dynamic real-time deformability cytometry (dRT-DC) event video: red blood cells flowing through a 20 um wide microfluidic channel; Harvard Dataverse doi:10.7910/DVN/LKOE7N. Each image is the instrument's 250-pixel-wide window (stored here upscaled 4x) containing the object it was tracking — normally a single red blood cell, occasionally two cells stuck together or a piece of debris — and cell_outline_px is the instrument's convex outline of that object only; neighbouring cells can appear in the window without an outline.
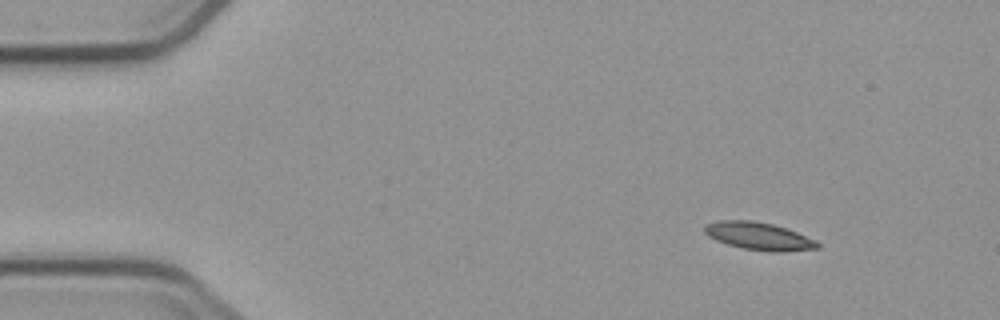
{"species": "common noctule bat (a hibernating species)", "species_latin": "Nyctalus noctula", "temperature_condition": "cold", "stored_images_in_passage": 5, "camera_frame_rate_fps": 3000, "um_per_image_px": 0.085, "animal": {"sex": "male", "body_mass_g": 23.1, "forearm_length_mm": 52.7}, "frame": {"image": 1, "passage_image": 1, "time_ms": 0.0, "image_size_px": [1000, 320], "cell_outline_px": [[820, 248], [780, 252], [768, 252], [744, 248], [728, 244], [716, 240], [708, 236], [704, 232], [704, 228], [708, 224], [720, 220], [752, 220], [772, 224], [796, 232], [816, 240], [820, 244]], "centroid_in_image_um": [64.52, 20.08], "position_along_channel_um": 20.5, "area_um2": 18.03}}
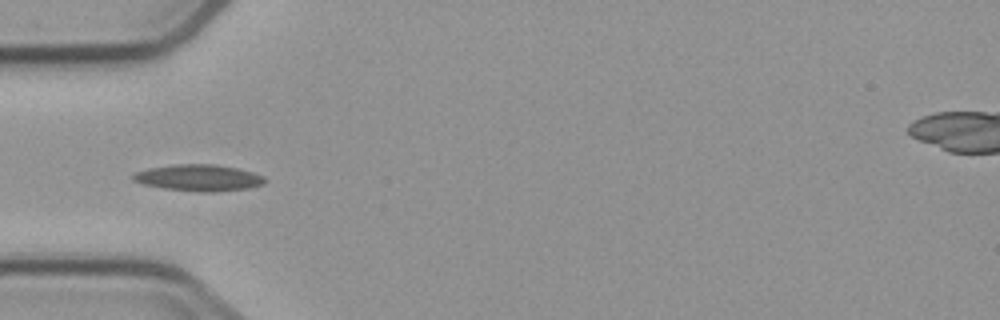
{"frame": {"image": 2, "passage_image": 4, "time_ms": 3.667, "image_size_px": [1000, 320], "cell_outline_px": [[264, 184], [248, 188], [216, 192], [200, 192], [164, 188], [144, 184], [132, 180], [132, 176], [136, 172], [148, 168], [176, 164], [212, 164], [236, 168], [252, 172], [264, 176]], "centroid_in_image_um": [16.89, 15.11], "position_along_channel_um": 68.1, "area_um2": 20.17}}
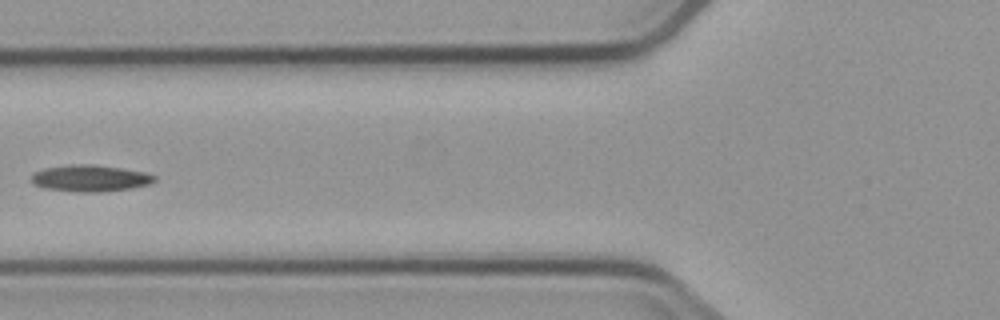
{"frame": {"image": 3, "passage_image": 5, "time_ms": 5.0, "image_size_px": [1000, 320], "cell_outline_px": [[156, 180], [148, 184], [132, 188], [100, 192], [80, 192], [44, 188], [32, 184], [32, 176], [36, 172], [44, 168], [84, 164], [92, 164], [120, 168], [144, 172], [156, 176]], "centroid_in_image_um": [7.68, 15.16], "position_along_channel_um": 118.1, "area_um2": 18.79}}